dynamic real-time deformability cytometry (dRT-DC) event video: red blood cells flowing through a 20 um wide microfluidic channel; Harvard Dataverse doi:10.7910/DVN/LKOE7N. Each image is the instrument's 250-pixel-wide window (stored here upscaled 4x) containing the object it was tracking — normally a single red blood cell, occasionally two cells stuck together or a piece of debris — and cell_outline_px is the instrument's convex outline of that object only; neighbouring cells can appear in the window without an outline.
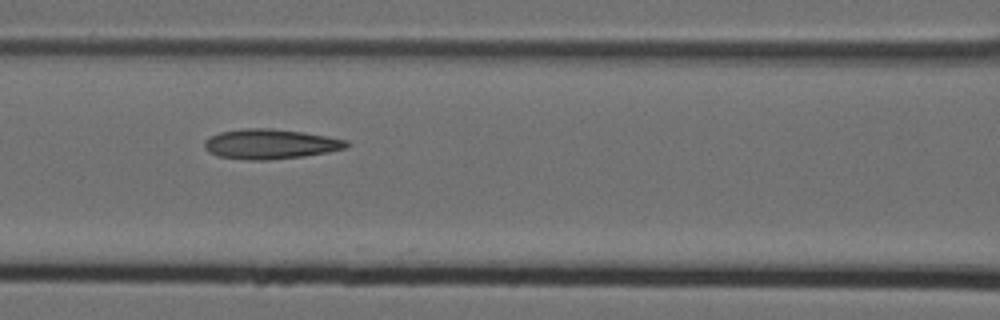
{"species": "Egyptian fruit bat (a non-hibernating species)", "species_latin": "Rousettus aegyptiacus", "temperature_condition": "cold", "stored_images_in_passage": 7, "camera_frame_rate_fps": 3000, "um_per_image_px": 0.085, "animal": {"sex": "female"}, "frame": {"image": 1, "passage_image": 6, "time_ms": 1.667, "image_size_px": [1000, 320], "cell_outline_px": [[348, 148], [328, 152], [304, 156], [268, 160], [252, 160], [216, 156], [208, 152], [204, 148], [204, 140], [220, 132], [244, 128], [272, 128], [304, 132], [328, 136], [348, 140]], "centroid_in_image_um": [22.99, 12.24], "position_along_channel_um": 143.6, "area_um2": 24.91}}
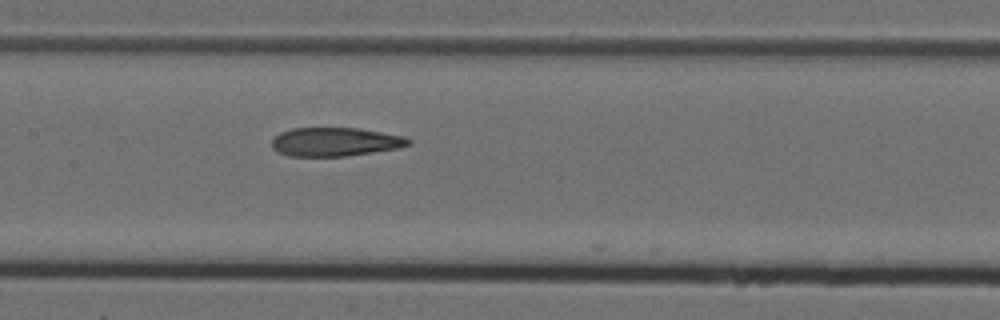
{"frame": {"image": 2, "passage_image": 7, "time_ms": 2.0, "image_size_px": [1000, 320], "cell_outline_px": [[412, 144], [400, 148], [344, 156], [288, 156], [276, 152], [272, 148], [272, 140], [280, 132], [292, 128], [360, 128], [404, 136], [412, 140]], "centroid_in_image_um": [28.5, 12.06], "position_along_channel_um": 178.9, "area_um2": 23.0}}